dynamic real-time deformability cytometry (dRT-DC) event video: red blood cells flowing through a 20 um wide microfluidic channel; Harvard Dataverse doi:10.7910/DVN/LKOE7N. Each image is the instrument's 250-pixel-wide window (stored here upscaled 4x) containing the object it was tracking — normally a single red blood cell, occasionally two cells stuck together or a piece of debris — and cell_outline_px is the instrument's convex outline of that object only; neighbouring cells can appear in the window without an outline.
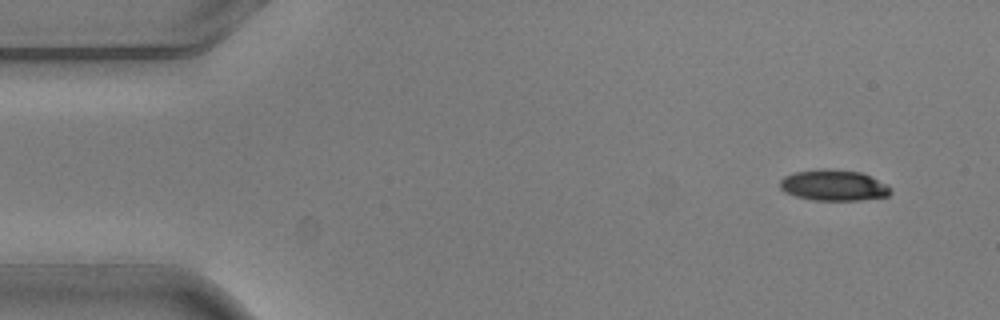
{"species": "common noctule bat (a hibernating species)", "species_latin": "Nyctalus noctula", "temperature_condition": "warm", "stored_images_in_passage": 2, "camera_frame_rate_fps": 3000, "um_per_image_px": 0.085, "animal": {"sex": "male", "body_mass_g": 20.5, "forearm_length_mm": 52.5}, "frame": {"image": 1, "passage_image": 2, "time_ms": 0.333, "image_size_px": [1000, 320], "cell_outline_px": [[892, 192], [888, 196], [860, 200], [812, 200], [796, 196], [784, 192], [780, 188], [780, 180], [784, 176], [796, 172], [820, 168], [860, 172], [888, 184], [892, 188]], "centroid_in_image_um": [70.87, 15.75], "position_along_channel_um": 14.1, "area_um2": 20.0}}